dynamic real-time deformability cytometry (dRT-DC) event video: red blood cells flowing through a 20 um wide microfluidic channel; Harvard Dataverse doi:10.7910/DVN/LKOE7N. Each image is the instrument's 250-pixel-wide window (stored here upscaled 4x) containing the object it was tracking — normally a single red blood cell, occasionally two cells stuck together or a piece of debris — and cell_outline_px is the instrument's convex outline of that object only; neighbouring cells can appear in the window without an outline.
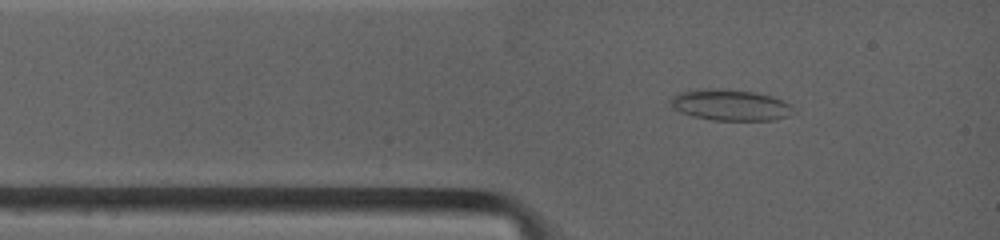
{"species": "common noctule bat (a hibernating species)", "species_latin": "Nyctalus noctula", "temperature_condition": "warm", "stored_images_in_passage": 6, "camera_frame_rate_fps": 4500, "um_per_image_px": 0.085, "animal": {"sex": "female", "body_mass_g": 19.0, "forearm_length_mm": 53.3}, "frame": {"image": 1, "passage_image": 2, "time_ms": 0.889, "image_size_px": [1000, 240], "cell_outline_px": [[788, 116], [772, 120], [712, 120], [692, 116], [680, 112], [672, 104], [672, 100], [680, 92], [712, 88], [720, 88], [752, 92], [772, 96], [788, 104]], "centroid_in_image_um": [62.04, 8.93], "position_along_channel_um": 23.0, "area_um2": 21.44}}
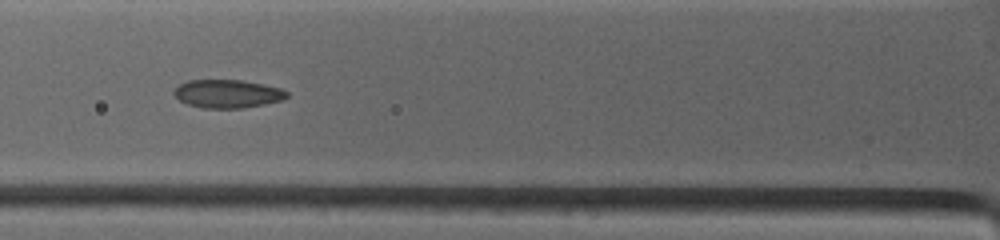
{"frame": {"image": 2, "passage_image": 5, "time_ms": 3.333, "image_size_px": [1000, 240], "cell_outline_px": [[288, 96], [280, 100], [240, 108], [204, 108], [188, 104], [180, 100], [172, 92], [180, 84], [188, 80], [240, 80], [280, 88], [288, 92]], "centroid_in_image_um": [19.3, 7.96], "position_along_channel_um": 106.5, "area_um2": 18.15}}
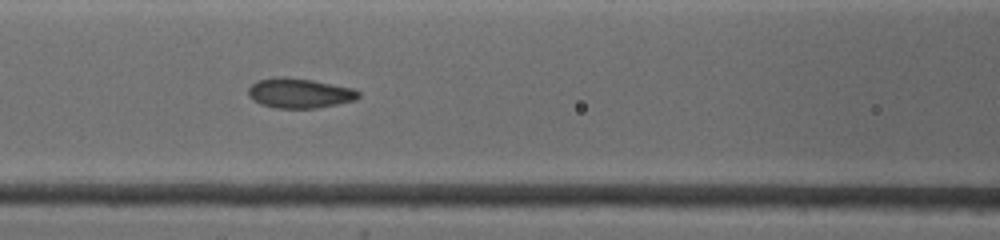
{"frame": {"image": 3, "passage_image": 6, "time_ms": 4.222, "image_size_px": [1000, 240], "cell_outline_px": [[360, 96], [352, 100], [336, 104], [316, 108], [276, 108], [260, 104], [248, 92], [248, 88], [252, 84], [260, 80], [312, 80], [352, 88], [360, 92]], "centroid_in_image_um": [25.52, 7.97], "position_along_channel_um": 141.1, "area_um2": 17.98}}